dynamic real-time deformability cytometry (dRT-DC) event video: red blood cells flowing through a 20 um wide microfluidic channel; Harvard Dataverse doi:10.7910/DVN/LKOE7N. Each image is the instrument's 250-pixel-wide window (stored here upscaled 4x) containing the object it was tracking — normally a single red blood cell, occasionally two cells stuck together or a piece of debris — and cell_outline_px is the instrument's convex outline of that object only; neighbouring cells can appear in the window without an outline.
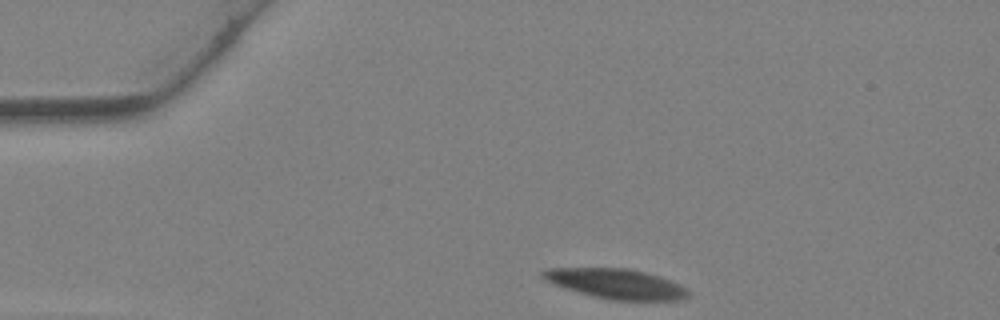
{"species": "Egyptian fruit bat (a non-hibernating species)", "species_latin": "Rousettus aegyptiacus", "temperature_condition": "warm", "stored_images_in_passage": 29, "camera_frame_rate_fps": 3000, "um_per_image_px": 0.085, "animal": {"sex": "female"}, "frame": {"image": 1, "passage_image": 1, "time_ms": 0.0, "image_size_px": [1000, 320], "cell_outline_px": [[692, 292], [688, 296], [680, 300], [608, 300], [592, 296], [564, 288], [552, 284], [544, 280], [540, 276], [540, 272], [544, 268], [628, 268], [660, 276], [680, 284], [688, 288]], "centroid_in_image_um": [52.35, 24.12], "position_along_channel_um": 32.6, "area_um2": 25.72}}
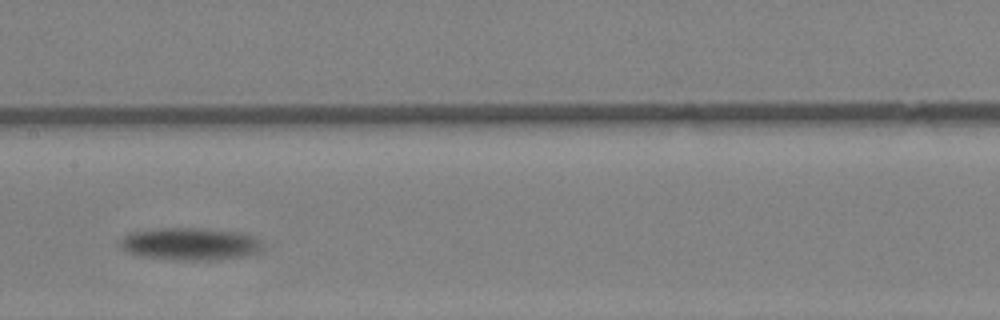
{"frame": {"image": 2, "passage_image": 15, "time_ms": 4.667, "image_size_px": [1000, 320], "cell_outline_px": [[264, 248], [260, 252], [248, 256], [216, 260], [172, 260], [136, 256], [120, 248], [120, 240], [124, 236], [132, 232], [164, 228], [204, 228], [236, 232], [256, 236], [264, 244]], "centroid_in_image_um": [16.21, 20.75], "position_along_channel_um": 191.2, "area_um2": 27.46}}
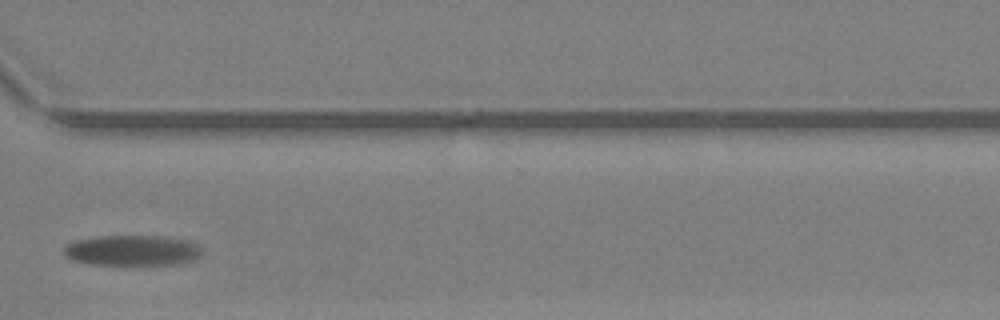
{"frame": {"image": 3, "passage_image": 26, "time_ms": 8.333, "image_size_px": [1000, 320], "cell_outline_px": [[204, 252], [200, 256], [192, 260], [176, 264], [92, 264], [72, 260], [64, 252], [64, 248], [72, 240], [92, 236], [156, 236], [188, 240], [200, 244], [204, 248]], "centroid_in_image_um": [11.28, 21.27], "position_along_channel_um": 359.3, "area_um2": 24.68}}